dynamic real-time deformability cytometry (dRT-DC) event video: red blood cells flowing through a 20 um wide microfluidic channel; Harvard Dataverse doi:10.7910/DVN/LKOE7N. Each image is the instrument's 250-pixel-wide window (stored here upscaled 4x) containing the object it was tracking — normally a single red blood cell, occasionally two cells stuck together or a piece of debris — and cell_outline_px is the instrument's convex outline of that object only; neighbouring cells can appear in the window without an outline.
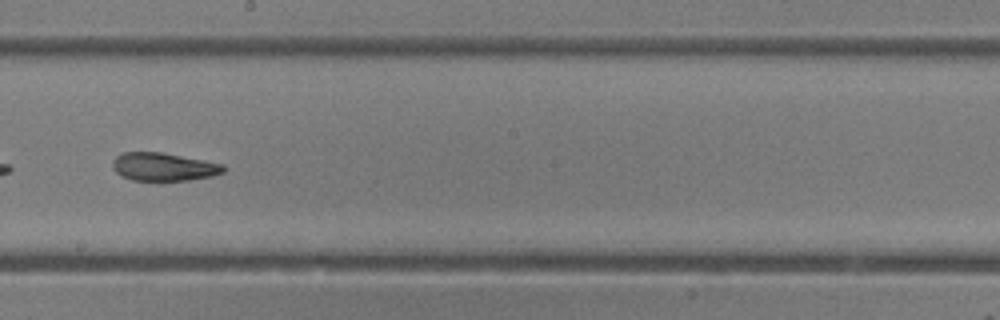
{"species": "common noctule bat (a hibernating species)", "species_latin": "Nyctalus noctula", "temperature_condition": "room temperature", "stored_images_in_passage": 18, "camera_frame_rate_fps": 3000, "um_per_image_px": 0.085, "animal": {"sex": "female"}, "frame": {"image": 1, "passage_image": 13, "time_ms": 4.0, "image_size_px": [1000, 320], "cell_outline_px": [[228, 168], [224, 172], [212, 176], [188, 180], [132, 180], [116, 172], [112, 168], [112, 160], [116, 156], [124, 152], [160, 152], [224, 164]], "centroid_in_image_um": [13.92, 14.17], "position_along_channel_um": 234.3, "area_um2": 18.09}}
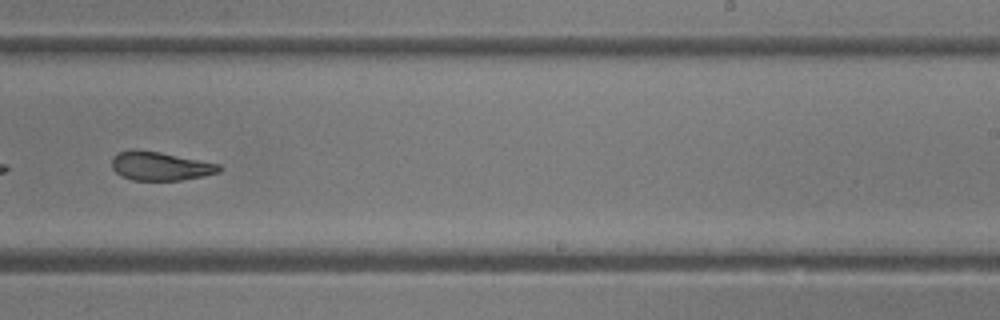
{"frame": {"image": 2, "passage_image": 16, "time_ms": 5.0, "image_size_px": [1000, 320], "cell_outline_px": [[224, 168], [220, 172], [204, 176], [180, 180], [132, 180], [120, 176], [112, 168], [112, 156], [116, 152], [132, 148], [160, 152], [220, 164]], "centroid_in_image_um": [13.6, 14.1], "position_along_channel_um": 275.4, "area_um2": 18.26}}